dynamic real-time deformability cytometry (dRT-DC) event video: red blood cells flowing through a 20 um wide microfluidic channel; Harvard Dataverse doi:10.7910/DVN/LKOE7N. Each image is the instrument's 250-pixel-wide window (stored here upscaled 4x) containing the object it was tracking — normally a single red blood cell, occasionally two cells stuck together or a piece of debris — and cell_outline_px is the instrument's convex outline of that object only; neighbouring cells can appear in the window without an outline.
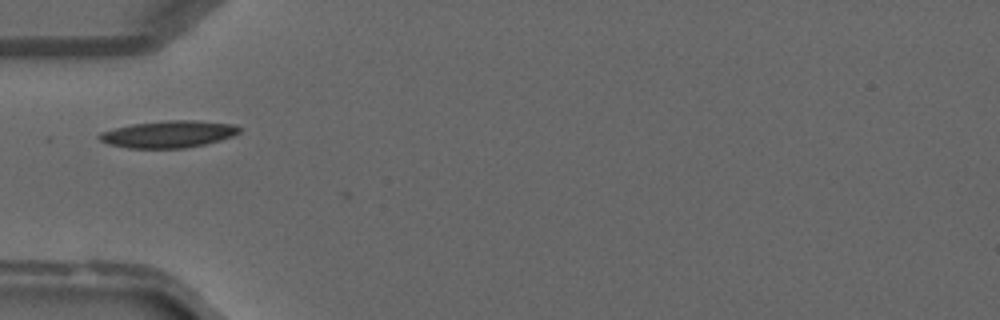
{"species": "common noctule bat (a hibernating species)", "species_latin": "Nyctalus noctula", "temperature_condition": "warm", "stored_images_in_passage": 36, "camera_frame_rate_fps": 3000, "um_per_image_px": 0.085, "animal": {"sex": "male", "forearm_length_mm": 52.5}, "frame": {"image": 1, "passage_image": 9, "time_ms": 2.667, "image_size_px": [1000, 320], "cell_outline_px": [[240, 132], [232, 136], [220, 140], [204, 144], [184, 148], [128, 148], [108, 144], [100, 140], [96, 136], [100, 132], [132, 124], [164, 120], [196, 120], [236, 124], [240, 128]], "centroid_in_image_um": [14.32, 11.39], "position_along_channel_um": 70.7, "area_um2": 22.08}}
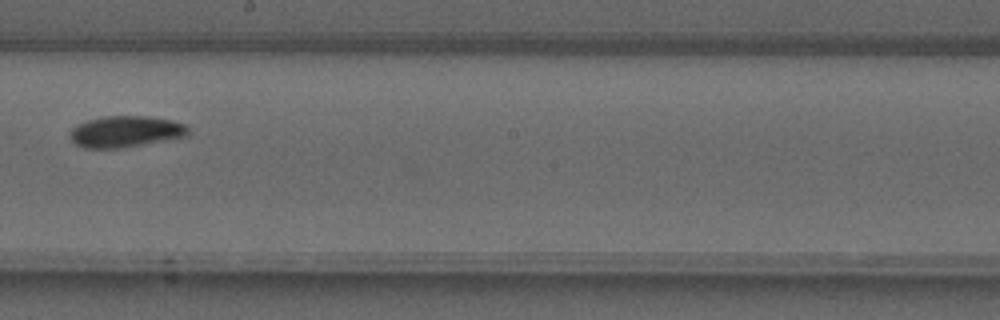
{"frame": {"image": 2, "passage_image": 19, "time_ms": 6.0, "image_size_px": [1000, 320], "cell_outline_px": [[188, 136], [124, 148], [84, 148], [76, 144], [68, 136], [72, 128], [76, 124], [88, 120], [104, 116], [148, 116], [172, 120], [184, 124], [188, 128]], "centroid_in_image_um": [10.66, 11.19], "position_along_channel_um": 237.5, "area_um2": 21.73}}
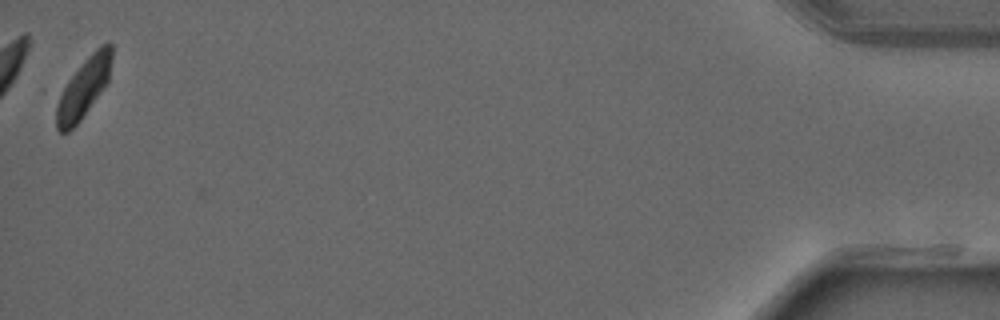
{"frame": {"image": 3, "passage_image": 36, "time_ms": 11.667, "image_size_px": [1000, 320], "cell_outline_px": [[112, 56], [108, 80], [80, 120], [68, 132], [60, 132], [56, 128], [56, 108], [60, 88], [88, 56], [100, 44], [108, 40], [112, 44]], "centroid_in_image_um": [7.08, 7.43], "position_along_channel_um": 428.1, "area_um2": 19.13}}